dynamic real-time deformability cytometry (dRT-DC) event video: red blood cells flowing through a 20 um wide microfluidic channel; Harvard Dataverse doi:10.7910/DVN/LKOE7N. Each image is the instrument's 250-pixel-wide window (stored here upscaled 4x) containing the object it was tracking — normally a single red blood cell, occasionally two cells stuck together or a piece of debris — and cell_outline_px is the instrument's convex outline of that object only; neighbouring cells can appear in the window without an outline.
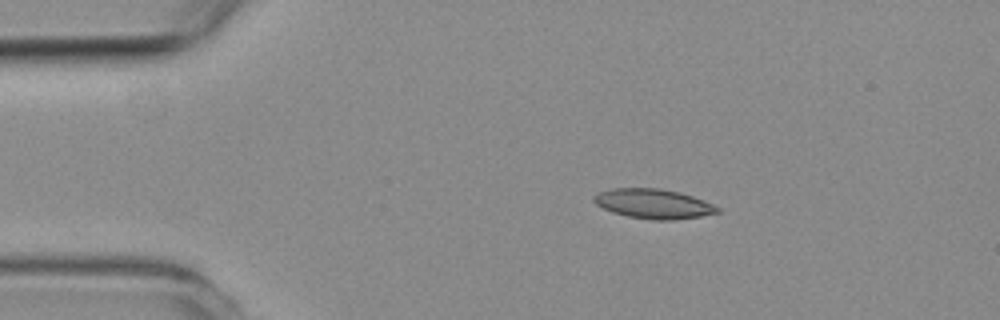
{"species": "common noctule bat (a hibernating species)", "species_latin": "Nyctalus noctula", "temperature_condition": "room temperature", "stored_images_in_passage": 7, "camera_frame_rate_fps": 3000, "um_per_image_px": 0.085, "animal": {"sex": "female", "body_mass_g": 19.3, "forearm_length_mm": 54.1}, "frame": {"image": 1, "passage_image": 1, "time_ms": 0.0, "image_size_px": [1000, 320], "cell_outline_px": [[720, 212], [700, 216], [672, 220], [652, 220], [628, 216], [612, 212], [596, 204], [592, 200], [592, 196], [600, 192], [612, 188], [660, 188], [680, 192], [704, 200], [720, 208]], "centroid_in_image_um": [55.54, 17.31], "position_along_channel_um": 29.5, "area_um2": 21.33}}
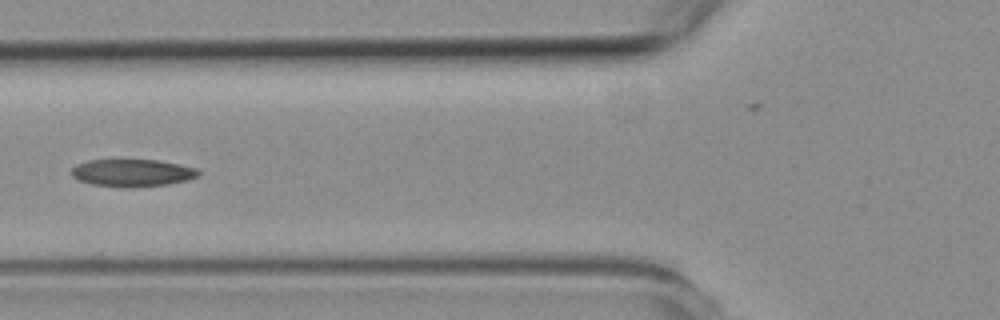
{"frame": {"image": 2, "passage_image": 4, "time_ms": 3.667, "image_size_px": [1000, 320], "cell_outline_px": [[200, 176], [188, 180], [168, 184], [124, 188], [92, 184], [80, 180], [72, 176], [72, 168], [76, 164], [88, 160], [160, 160], [200, 168]], "centroid_in_image_um": [11.31, 14.69], "position_along_channel_um": 114.5, "area_um2": 20.46}}
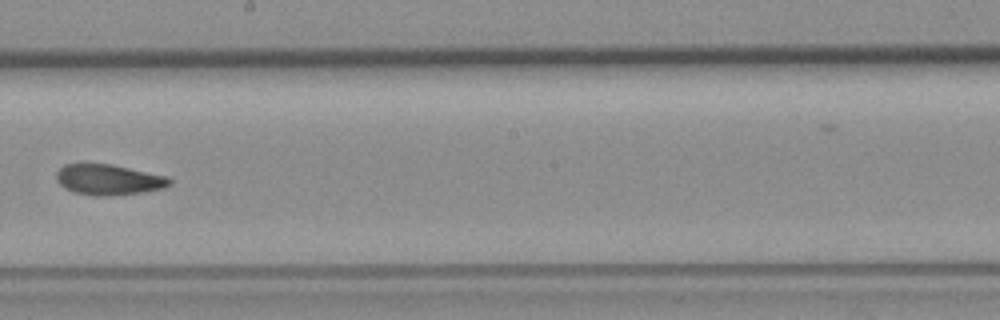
{"frame": {"image": 3, "passage_image": 7, "time_ms": 7.0, "image_size_px": [1000, 320], "cell_outline_px": [[172, 184], [164, 188], [144, 192], [108, 196], [92, 196], [72, 192], [64, 188], [56, 180], [56, 172], [64, 164], [112, 164], [168, 176], [172, 180]], "centroid_in_image_um": [9.24, 15.28], "position_along_channel_um": 239.0, "area_um2": 20.46}}